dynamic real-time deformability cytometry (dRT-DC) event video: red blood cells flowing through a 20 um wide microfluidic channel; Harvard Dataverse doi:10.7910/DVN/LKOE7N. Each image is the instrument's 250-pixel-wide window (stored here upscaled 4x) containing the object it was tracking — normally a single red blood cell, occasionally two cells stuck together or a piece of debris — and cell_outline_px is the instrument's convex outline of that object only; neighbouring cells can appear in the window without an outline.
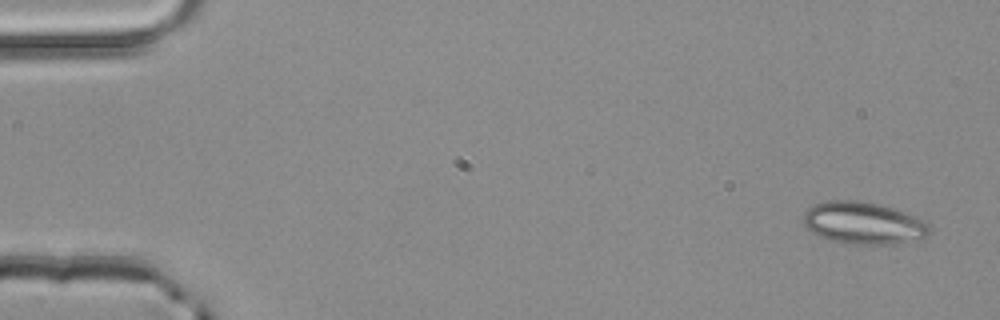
{"species": "common noctule bat (a hibernating species)", "species_latin": "Nyctalus noctula", "temperature_condition": "room temperature", "stored_images_in_passage": 3, "camera_frame_rate_fps": 3000, "um_per_image_px": 0.085, "animal": {"sex": "male", "body_mass_g": 20.4}, "frame": {"image": 1, "passage_image": 1, "time_ms": 0.0, "image_size_px": [1000, 320], "cell_outline_px": [[932, 228], [924, 236], [892, 244], [844, 244], [820, 236], [812, 232], [804, 224], [804, 212], [812, 204], [828, 200], [856, 200], [880, 204], [916, 216], [924, 220]], "centroid_in_image_um": [73.35, 18.94], "position_along_channel_um": 11.7, "area_um2": 30.81}}